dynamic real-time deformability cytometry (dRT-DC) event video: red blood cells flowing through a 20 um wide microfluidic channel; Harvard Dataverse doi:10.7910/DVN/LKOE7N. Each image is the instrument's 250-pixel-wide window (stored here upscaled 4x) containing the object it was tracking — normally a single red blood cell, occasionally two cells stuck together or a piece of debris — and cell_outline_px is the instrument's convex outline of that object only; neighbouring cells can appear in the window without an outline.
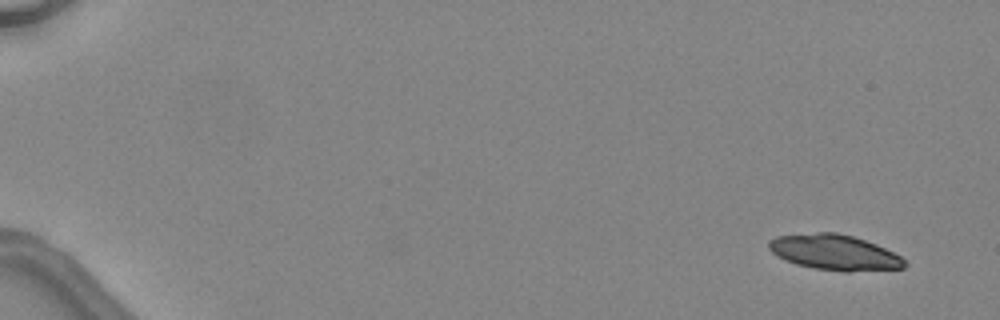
{"species": "common noctule bat (a hibernating species)", "species_latin": "Nyctalus noctula", "temperature_condition": "warm", "stored_images_in_passage": 8, "camera_frame_rate_fps": 3000, "um_per_image_px": 0.085, "animal": {"sex": "female", "body_mass_g": 24.6, "forearm_length_mm": 56.2}, "frame": {"image": 1, "passage_image": 1, "time_ms": 0.0, "image_size_px": [1000, 320], "cell_outline_px": [[908, 264], [904, 268], [848, 272], [844, 272], [812, 268], [796, 264], [784, 260], [776, 256], [768, 248], [768, 240], [776, 236], [816, 232], [836, 232], [852, 236], [876, 244], [900, 256]], "centroid_in_image_um": [70.9, 21.46], "position_along_channel_um": 14.1, "area_um2": 28.21}}
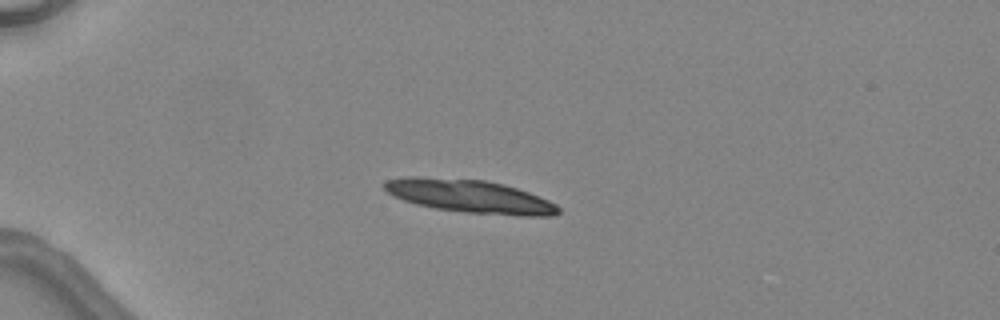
{"frame": {"image": 2, "passage_image": 4, "time_ms": 3.667, "image_size_px": [1000, 320], "cell_outline_px": [[560, 212], [552, 216], [520, 216], [464, 212], [436, 208], [416, 204], [404, 200], [388, 192], [384, 188], [384, 180], [408, 176], [416, 176], [484, 180], [504, 184], [528, 192], [548, 200], [556, 204], [560, 208]], "centroid_in_image_um": [39.94, 16.68], "position_along_channel_um": 45.1, "area_um2": 33.47}}